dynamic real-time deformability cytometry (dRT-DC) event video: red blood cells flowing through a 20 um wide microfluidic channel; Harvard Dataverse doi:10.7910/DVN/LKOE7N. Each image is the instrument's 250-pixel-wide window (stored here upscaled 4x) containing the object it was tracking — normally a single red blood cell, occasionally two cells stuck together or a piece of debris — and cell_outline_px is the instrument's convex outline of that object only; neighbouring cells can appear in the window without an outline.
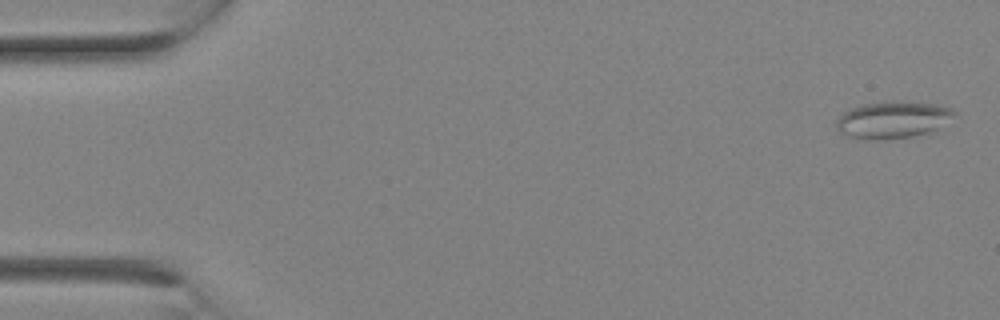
{"species": "Egyptian fruit bat (a non-hibernating species)", "species_latin": "Rousettus aegyptiacus", "temperature_condition": "room temperature", "stored_images_in_passage": 11, "camera_frame_rate_fps": 3000, "um_per_image_px": 0.085, "animal": {"sex": "female"}, "frame": {"image": 1, "passage_image": 1, "time_ms": 0.0, "image_size_px": [1000, 320], "cell_outline_px": [[956, 112], [936, 128], [928, 132], [912, 136], [884, 140], [872, 140], [848, 136], [840, 132], [836, 128], [836, 120], [840, 112], [864, 104], [884, 100], [900, 100], [936, 104], [952, 108]], "centroid_in_image_um": [75.8, 10.15], "position_along_channel_um": 9.2, "area_um2": 25.49}}
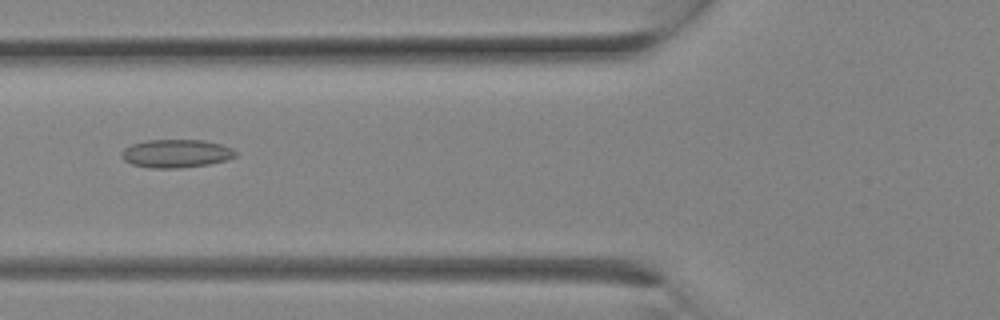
{"frame": {"image": 2, "passage_image": 10, "time_ms": 3.0, "image_size_px": [1000, 320], "cell_outline_px": [[236, 156], [228, 160], [208, 164], [176, 168], [148, 168], [132, 164], [124, 160], [120, 156], [120, 152], [124, 148], [132, 144], [144, 140], [204, 140], [220, 144], [232, 148], [236, 152]], "centroid_in_image_um": [14.94, 13.04], "position_along_channel_um": 110.9, "area_um2": 18.84}}